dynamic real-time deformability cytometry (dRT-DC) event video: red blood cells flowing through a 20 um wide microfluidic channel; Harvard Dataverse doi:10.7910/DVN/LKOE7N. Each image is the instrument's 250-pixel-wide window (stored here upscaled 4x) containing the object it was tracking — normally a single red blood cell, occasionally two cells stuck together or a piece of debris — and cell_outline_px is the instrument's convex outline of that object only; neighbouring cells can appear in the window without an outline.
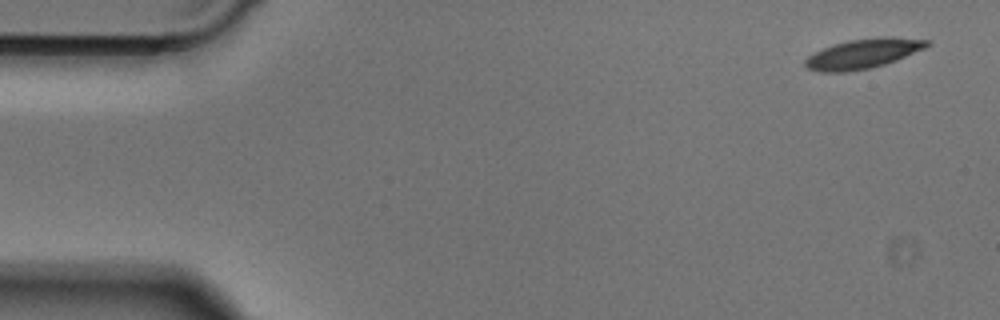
{"species": "Egyptian fruit bat (a non-hibernating species)", "species_latin": "Rousettus aegyptiacus", "temperature_condition": "cold", "stored_images_in_passage": 9, "camera_frame_rate_fps": 3000, "um_per_image_px": 0.085, "animal": {"sex": "male"}, "frame": {"image": 1, "passage_image": 1, "time_ms": 0.0, "image_size_px": [1000, 320], "cell_outline_px": [[932, 44], [924, 48], [896, 60], [872, 68], [844, 72], [820, 72], [808, 68], [804, 64], [804, 60], [808, 56], [824, 48], [848, 40], [932, 40]], "centroid_in_image_um": [73.26, 4.63], "position_along_channel_um": 11.7, "area_um2": 19.71}}